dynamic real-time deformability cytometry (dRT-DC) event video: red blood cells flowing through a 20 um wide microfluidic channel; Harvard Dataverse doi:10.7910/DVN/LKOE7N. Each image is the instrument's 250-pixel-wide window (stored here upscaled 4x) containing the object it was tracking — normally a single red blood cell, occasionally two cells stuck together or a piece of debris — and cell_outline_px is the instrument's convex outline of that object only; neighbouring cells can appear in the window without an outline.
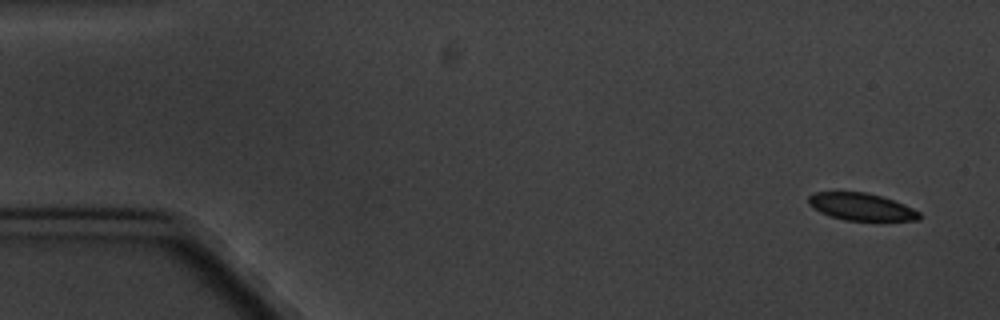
{"species": "common noctule bat (a hibernating species)", "species_latin": "Nyctalus noctula", "temperature_condition": "cold", "stored_images_in_passage": 5, "camera_frame_rate_fps": 3000, "um_per_image_px": 0.085, "animal": {"sex": "male", "body_mass_g": 20.1, "forearm_length_mm": 53.5}, "frame": {"image": 1, "passage_image": 1, "time_ms": 0.0, "image_size_px": [1000, 320], "cell_outline_px": [[920, 220], [844, 220], [820, 212], [808, 204], [808, 196], [816, 192], [864, 192], [880, 196], [904, 204], [920, 212]], "centroid_in_image_um": [73.19, 17.57], "position_along_channel_um": 11.8, "area_um2": 17.34}}
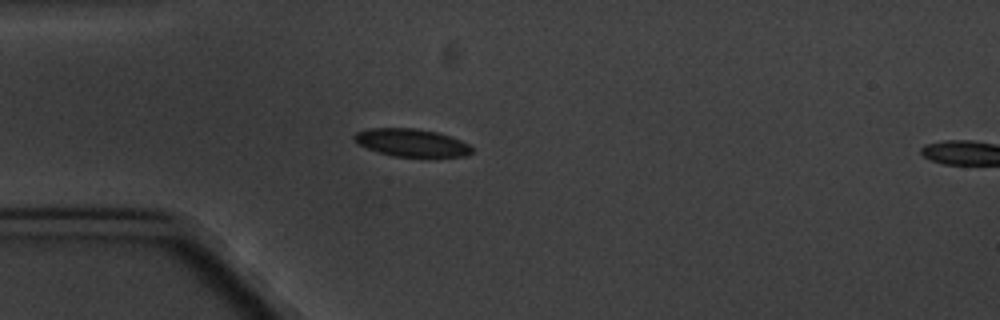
{"frame": {"image": 2, "passage_image": 4, "time_ms": 4.333, "image_size_px": [1000, 320], "cell_outline_px": [[472, 152], [464, 156], [392, 156], [376, 152], [356, 144], [352, 136], [356, 132], [368, 128], [416, 128], [436, 132], [460, 140], [468, 144], [472, 148]], "centroid_in_image_um": [34.89, 12.12], "position_along_channel_um": 50.1, "area_um2": 18.96}}